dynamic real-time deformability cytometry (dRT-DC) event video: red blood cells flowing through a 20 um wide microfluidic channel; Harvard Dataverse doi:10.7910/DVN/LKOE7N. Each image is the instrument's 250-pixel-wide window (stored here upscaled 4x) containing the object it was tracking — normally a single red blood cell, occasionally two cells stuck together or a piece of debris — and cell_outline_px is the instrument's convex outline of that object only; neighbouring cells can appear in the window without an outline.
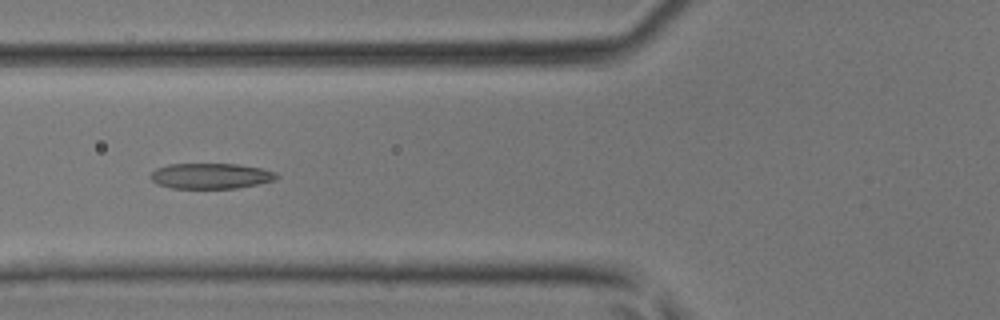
{"species": "common noctule bat (a hibernating species)", "species_latin": "Nyctalus noctula", "temperature_condition": "room temperature", "stored_images_in_passage": 42, "camera_frame_rate_fps": 3000, "um_per_image_px": 0.085, "animal": {"sex": "male", "body_mass_g": 17.9, "forearm_length_mm": 54.2}, "frame": {"image": 1, "passage_image": 15, "time_ms": 4.667, "image_size_px": [1000, 320], "cell_outline_px": [[280, 176], [276, 180], [236, 188], [172, 188], [156, 184], [148, 176], [156, 168], [168, 164], [236, 164], [260, 168], [276, 172]], "centroid_in_image_um": [17.9, 14.95], "position_along_channel_um": 107.9, "area_um2": 18.79}}
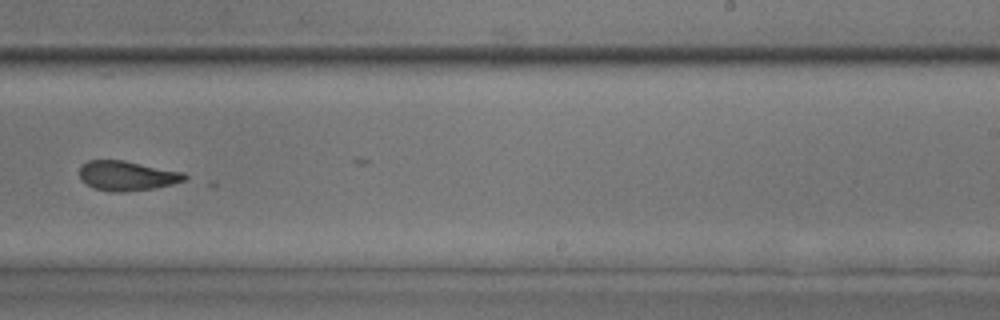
{"frame": {"image": 2, "passage_image": 26, "time_ms": 8.333, "image_size_px": [1000, 320], "cell_outline_px": [[188, 176], [184, 180], [172, 184], [156, 188], [128, 192], [112, 192], [92, 188], [80, 180], [80, 168], [88, 160], [124, 160], [184, 172]], "centroid_in_image_um": [10.79, 14.95], "position_along_channel_um": 278.2, "area_um2": 18.38}}
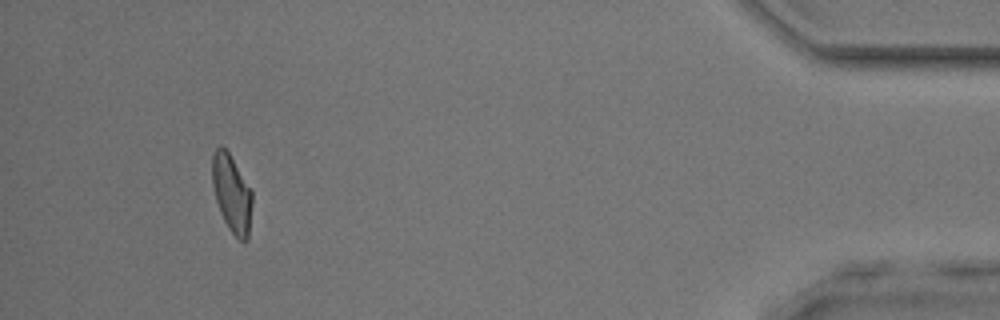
{"frame": {"image": 3, "passage_image": 39, "time_ms": 12.667, "image_size_px": [1000, 320], "cell_outline_px": [[252, 204], [248, 240], [244, 244], [228, 228], [220, 212], [216, 200], [212, 184], [212, 156], [216, 148], [220, 144], [228, 152], [252, 188]], "centroid_in_image_um": [19.71, 16.46], "position_along_channel_um": 415.5, "area_um2": 18.26}}